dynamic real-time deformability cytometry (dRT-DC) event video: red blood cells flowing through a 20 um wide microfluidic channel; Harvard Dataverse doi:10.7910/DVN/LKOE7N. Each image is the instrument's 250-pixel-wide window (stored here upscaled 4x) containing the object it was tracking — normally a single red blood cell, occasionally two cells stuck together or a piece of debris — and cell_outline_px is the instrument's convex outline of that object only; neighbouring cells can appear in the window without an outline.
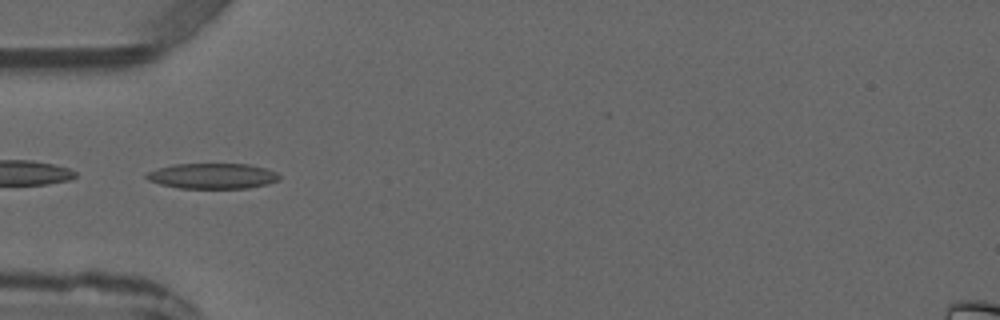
{"species": "common noctule bat (a hibernating species)", "species_latin": "Nyctalus noctula", "temperature_condition": "warm", "stored_images_in_passage": 5, "camera_frame_rate_fps": 3000, "um_per_image_px": 0.085, "animal": {"sex": "male", "forearm_length_mm": 52.5}, "frame": {"image": 1, "passage_image": 4, "time_ms": 4.0, "image_size_px": [1000, 320], "cell_outline_px": [[280, 180], [268, 184], [248, 188], [180, 188], [160, 184], [148, 180], [144, 176], [148, 172], [172, 164], [248, 164], [264, 168], [276, 172], [280, 176]], "centroid_in_image_um": [18.08, 14.96], "position_along_channel_um": 66.9, "area_um2": 19.65}}
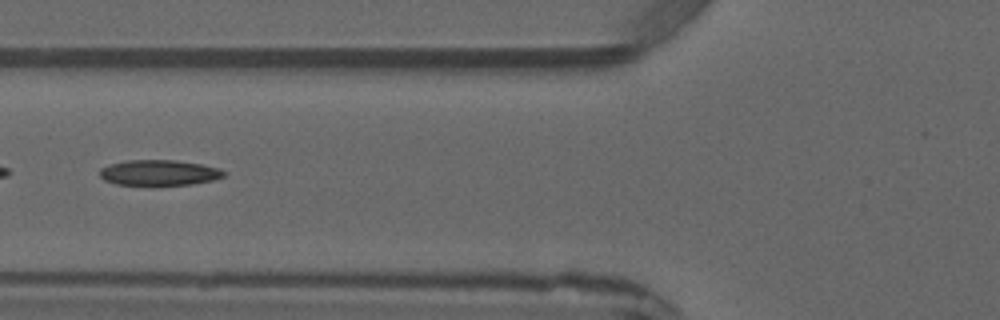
{"frame": {"image": 2, "passage_image": 5, "time_ms": 5.0, "image_size_px": [1000, 320], "cell_outline_px": [[228, 172], [224, 176], [212, 180], [192, 184], [156, 188], [116, 184], [104, 180], [100, 176], [100, 168], [108, 164], [128, 160], [176, 160], [200, 164], [220, 168]], "centroid_in_image_um": [13.51, 14.72], "position_along_channel_um": 112.3, "area_um2": 19.42}}